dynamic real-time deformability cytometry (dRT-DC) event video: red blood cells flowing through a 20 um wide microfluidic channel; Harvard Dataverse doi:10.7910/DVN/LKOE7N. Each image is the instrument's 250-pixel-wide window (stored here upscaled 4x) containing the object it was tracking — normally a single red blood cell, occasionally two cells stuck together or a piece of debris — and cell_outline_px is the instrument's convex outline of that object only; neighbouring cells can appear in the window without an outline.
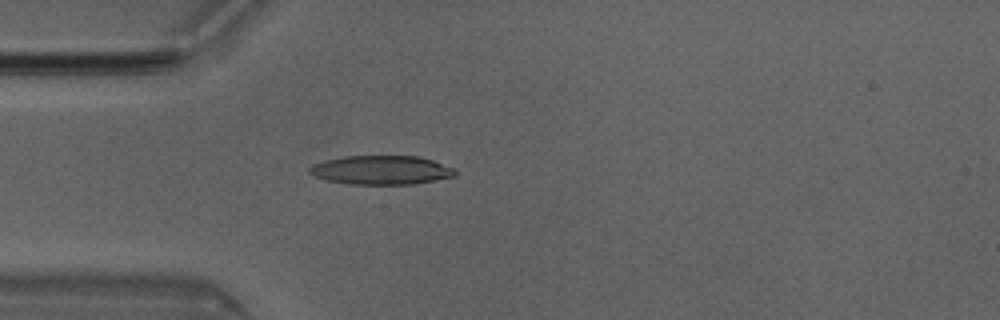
{"species": "Egyptian fruit bat (a non-hibernating species)", "species_latin": "Rousettus aegyptiacus", "temperature_condition": "room temperature", "stored_images_in_passage": 4, "camera_frame_rate_fps": 3000, "um_per_image_px": 0.085, "animal": {"sex": "male"}, "frame": {"image": 1, "passage_image": 4, "time_ms": 1.0, "image_size_px": [1000, 320], "cell_outline_px": [[456, 176], [436, 180], [412, 184], [348, 184], [324, 180], [308, 172], [308, 168], [312, 164], [324, 160], [344, 156], [420, 156], [456, 168]], "centroid_in_image_um": [32.4, 14.45], "position_along_channel_um": 52.6, "area_um2": 24.8}}